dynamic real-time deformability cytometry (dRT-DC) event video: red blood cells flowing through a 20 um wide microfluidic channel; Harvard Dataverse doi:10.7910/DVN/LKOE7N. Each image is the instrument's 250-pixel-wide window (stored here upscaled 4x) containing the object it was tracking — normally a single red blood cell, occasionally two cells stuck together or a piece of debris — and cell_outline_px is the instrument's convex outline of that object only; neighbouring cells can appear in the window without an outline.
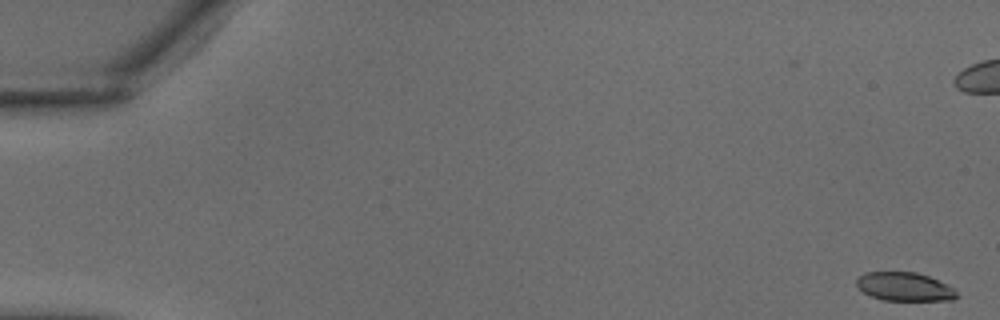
{"species": "common noctule bat (a hibernating species)", "species_latin": "Nyctalus noctula", "temperature_condition": "warm", "stored_images_in_passage": 13, "camera_frame_rate_fps": 3000, "um_per_image_px": 0.085, "animal": {"sex": "male", "body_mass_g": 18.8}, "frame": {"image": 1, "passage_image": 1, "time_ms": 0.0, "image_size_px": [1000, 320], "cell_outline_px": [[956, 296], [952, 300], [884, 300], [872, 296], [864, 292], [856, 284], [856, 280], [864, 272], [916, 272], [928, 276], [952, 288], [956, 292]], "centroid_in_image_um": [76.84, 24.36], "position_along_channel_um": 8.2, "area_um2": 16.3}}